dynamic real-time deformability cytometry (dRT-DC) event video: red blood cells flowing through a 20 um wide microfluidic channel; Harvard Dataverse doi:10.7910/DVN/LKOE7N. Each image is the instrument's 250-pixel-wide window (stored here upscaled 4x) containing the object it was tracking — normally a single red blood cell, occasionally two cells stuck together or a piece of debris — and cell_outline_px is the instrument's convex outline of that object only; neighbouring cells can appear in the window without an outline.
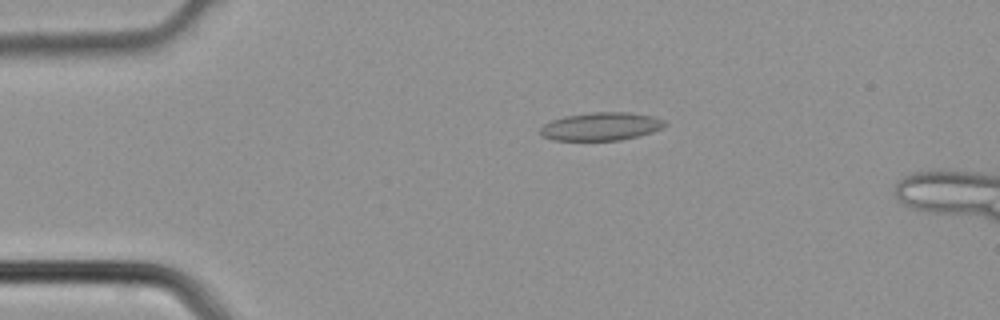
{"species": "common noctule bat (a hibernating species)", "species_latin": "Nyctalus noctula", "temperature_condition": "cold", "stored_images_in_passage": 2, "camera_frame_rate_fps": 3000, "um_per_image_px": 0.085, "animal": {"sex": "male", "body_mass_g": 21.5, "forearm_length_mm": 52.0}, "frame": {"image": 1, "passage_image": 1, "time_ms": 0.0, "image_size_px": [1000, 320], "cell_outline_px": [[668, 124], [652, 132], [620, 140], [556, 140], [544, 136], [540, 132], [540, 128], [544, 124], [552, 120], [564, 116], [592, 112], [628, 112], [652, 116], [664, 120]], "centroid_in_image_um": [51.09, 10.74], "position_along_channel_um": 33.9, "area_um2": 20.17}}